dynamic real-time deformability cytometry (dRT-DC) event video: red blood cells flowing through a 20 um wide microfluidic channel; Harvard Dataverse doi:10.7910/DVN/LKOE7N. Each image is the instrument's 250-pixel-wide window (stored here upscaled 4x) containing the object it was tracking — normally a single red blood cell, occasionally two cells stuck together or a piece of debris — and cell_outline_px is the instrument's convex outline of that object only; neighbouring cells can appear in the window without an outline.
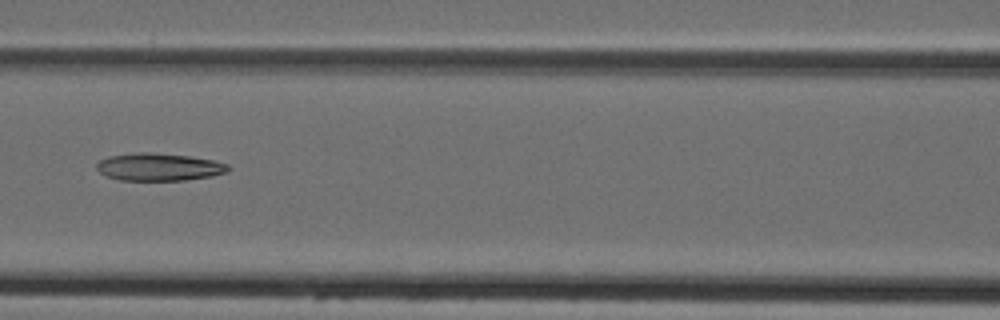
{"species": "Egyptian fruit bat (a non-hibernating species)", "species_latin": "Rousettus aegyptiacus", "temperature_condition": "cold", "stored_images_in_passage": 3, "camera_frame_rate_fps": 3000, "um_per_image_px": 0.085, "animal": {"sex": "female"}, "frame": {"image": 1, "passage_image": 3, "time_ms": 2.333, "image_size_px": [1000, 320], "cell_outline_px": [[228, 172], [212, 176], [184, 180], [120, 180], [108, 176], [100, 172], [96, 168], [96, 164], [100, 160], [108, 156], [136, 152], [148, 152], [188, 156], [212, 160], [228, 164]], "centroid_in_image_um": [13.49, 14.19], "position_along_channel_um": 153.1, "area_um2": 20.98}}